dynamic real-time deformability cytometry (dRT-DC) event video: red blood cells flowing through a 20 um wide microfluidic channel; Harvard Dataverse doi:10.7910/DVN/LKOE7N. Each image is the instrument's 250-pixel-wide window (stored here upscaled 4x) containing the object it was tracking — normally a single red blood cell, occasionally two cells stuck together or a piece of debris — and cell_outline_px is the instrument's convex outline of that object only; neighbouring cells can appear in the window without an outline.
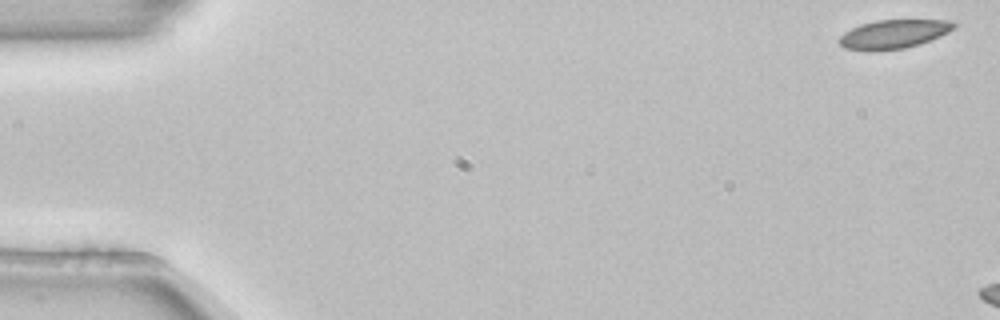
{"species": "common noctule bat (a hibernating species)", "species_latin": "Nyctalus noctula", "temperature_condition": "room temperature", "stored_images_in_passage": 8, "camera_frame_rate_fps": 3000, "um_per_image_px": 0.085, "animal": {"sex": "female", "body_mass_g": 22.7, "forearm_length_mm": 54.2}, "frame": {"image": 1, "passage_image": 1, "time_ms": 0.0, "image_size_px": [1000, 320], "cell_outline_px": [[956, 28], [940, 36], [920, 44], [904, 48], [872, 52], [868, 52], [844, 48], [836, 40], [844, 32], [860, 24], [876, 20], [952, 20], [956, 24]], "centroid_in_image_um": [75.93, 2.91], "position_along_channel_um": 9.1, "area_um2": 19.59}}